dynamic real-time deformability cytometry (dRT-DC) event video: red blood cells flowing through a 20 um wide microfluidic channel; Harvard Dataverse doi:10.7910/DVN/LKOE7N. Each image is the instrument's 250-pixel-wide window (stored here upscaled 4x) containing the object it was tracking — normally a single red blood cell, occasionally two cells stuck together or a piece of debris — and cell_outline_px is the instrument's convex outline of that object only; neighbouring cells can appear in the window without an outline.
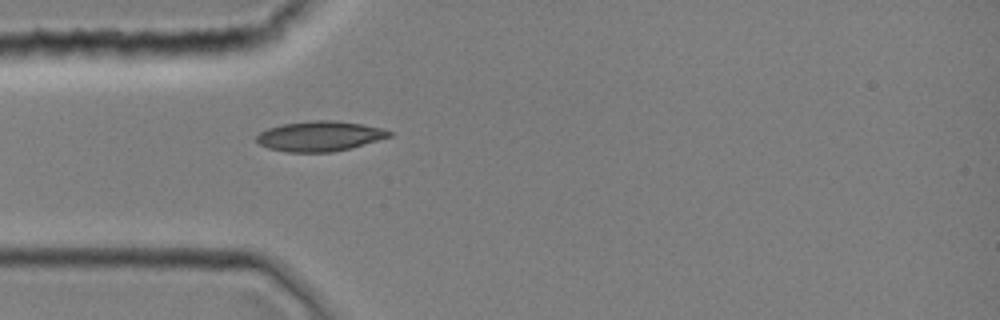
{"species": "common noctule bat (a hibernating species)", "species_latin": "Nyctalus noctula", "temperature_condition": "room temperature", "stored_images_in_passage": 29, "camera_frame_rate_fps": 3000, "um_per_image_px": 0.085, "animal": {"sex": "female", "body_mass_g": 19.0, "forearm_length_mm": 51.5}, "frame": {"image": 1, "passage_image": 1, "time_ms": 0.0, "image_size_px": [1000, 320], "cell_outline_px": [[392, 136], [352, 148], [332, 152], [288, 152], [268, 148], [260, 144], [256, 140], [256, 136], [260, 132], [268, 128], [284, 124], [312, 120], [336, 120], [384, 128], [392, 132]], "centroid_in_image_um": [27.2, 11.57], "position_along_channel_um": 57.8, "area_um2": 23.29}}
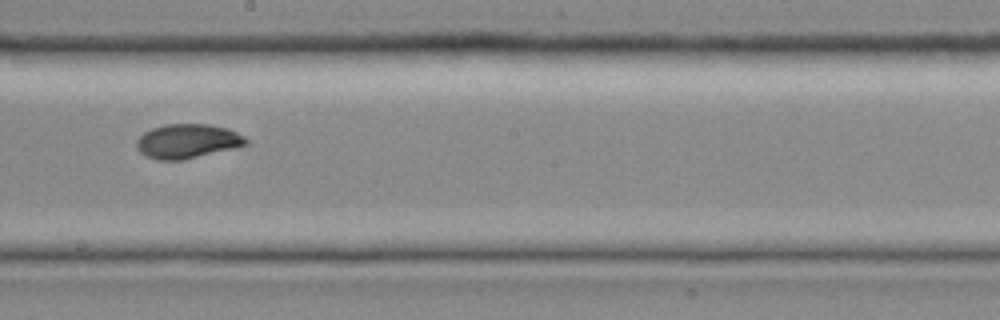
{"frame": {"image": 2, "passage_image": 12, "time_ms": 3.667, "image_size_px": [1000, 320], "cell_outline_px": [[248, 144], [236, 148], [184, 160], [156, 160], [144, 156], [136, 148], [136, 140], [144, 132], [152, 128], [164, 124], [208, 124], [228, 128], [244, 136], [248, 140]], "centroid_in_image_um": [15.92, 12.01], "position_along_channel_um": 232.3, "area_um2": 22.2}}
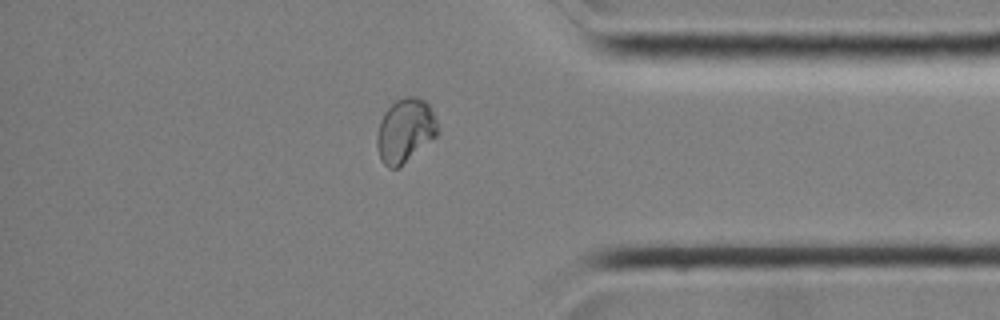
{"frame": {"image": 3, "passage_image": 23, "time_ms": 7.333, "image_size_px": [1000, 320], "cell_outline_px": [[436, 136], [400, 168], [388, 168], [380, 160], [376, 144], [376, 136], [380, 120], [384, 112], [396, 100], [404, 96], [416, 96], [424, 100], [432, 108], [436, 120]], "centroid_in_image_um": [34.41, 11.11], "position_along_channel_um": 400.8, "area_um2": 22.77}}